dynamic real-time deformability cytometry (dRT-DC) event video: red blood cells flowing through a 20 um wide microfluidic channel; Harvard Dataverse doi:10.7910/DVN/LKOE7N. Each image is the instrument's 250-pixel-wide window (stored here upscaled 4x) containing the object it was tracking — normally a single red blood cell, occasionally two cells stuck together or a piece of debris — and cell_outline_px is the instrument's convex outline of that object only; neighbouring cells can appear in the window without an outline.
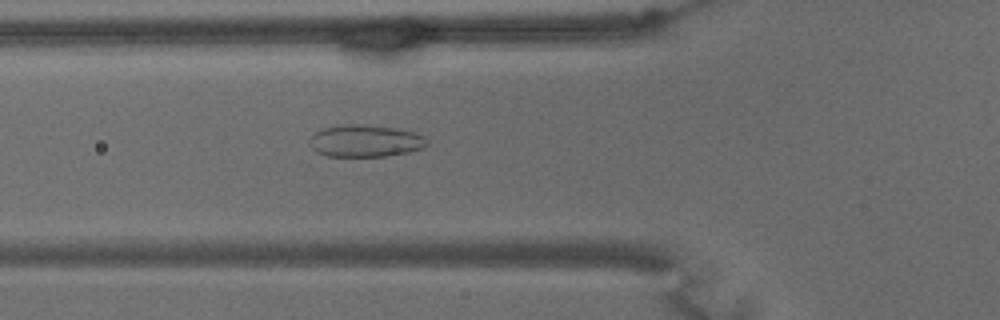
{"species": "common noctule bat (a hibernating species)", "species_latin": "Nyctalus noctula", "temperature_condition": "warm", "stored_images_in_passage": 62, "camera_frame_rate_fps": 3000, "um_per_image_px": 0.085, "animal": {"sex": "male", "body_mass_g": 15.6}, "frame": {"image": 1, "passage_image": 22, "time_ms": 7.0, "image_size_px": [1000, 320], "cell_outline_px": [[428, 144], [424, 148], [408, 152], [388, 156], [328, 156], [316, 152], [308, 144], [308, 140], [316, 132], [324, 128], [344, 124], [356, 124], [400, 128], [428, 136]], "centroid_in_image_um": [31.1, 11.97], "position_along_channel_um": 94.7, "area_um2": 22.25}}
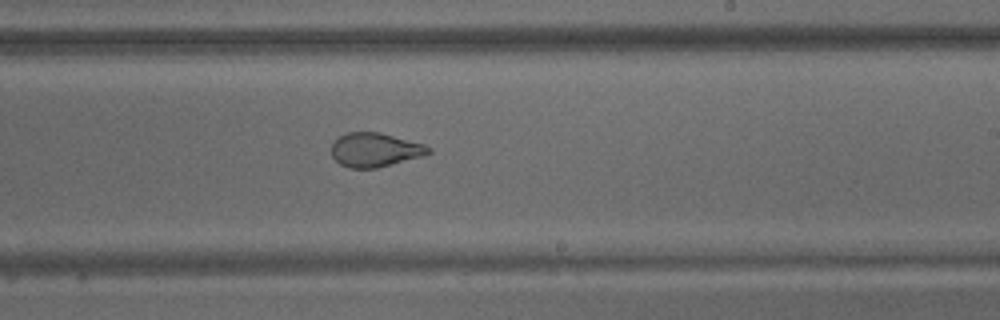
{"frame": {"image": 2, "passage_image": 37, "time_ms": 12.0, "image_size_px": [1000, 320], "cell_outline_px": [[432, 152], [420, 156], [376, 168], [348, 168], [340, 164], [332, 156], [332, 144], [340, 136], [348, 132], [380, 132], [424, 144], [432, 148]], "centroid_in_image_um": [31.86, 12.73], "position_along_channel_um": 257.1, "area_um2": 19.02}}
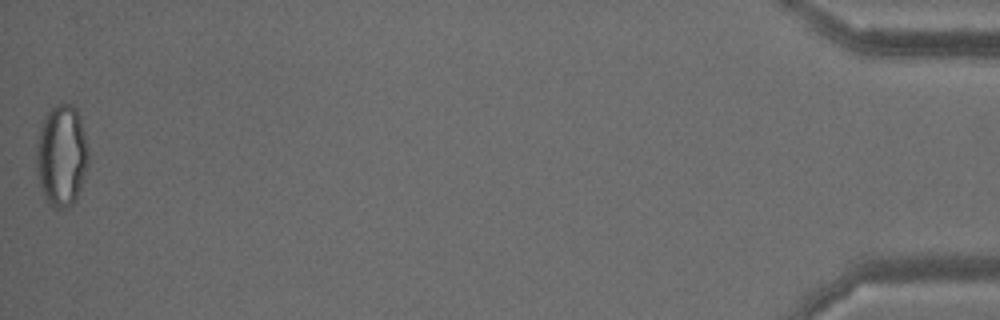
{"frame": {"image": 3, "passage_image": 62, "time_ms": 20.333, "image_size_px": [1000, 320], "cell_outline_px": [[88, 164], [80, 188], [72, 204], [68, 208], [52, 208], [48, 204], [44, 196], [40, 184], [36, 164], [36, 148], [44, 116], [56, 104], [72, 104], [76, 108], [80, 116], [88, 148]], "centroid_in_image_um": [5.24, 13.23], "position_along_channel_um": 430.0, "area_um2": 30.63}, "authors_computed_cell_mechanics": {"area_um2": 24.276, "velocity_mm_per_s": 3.2395, "shape_relaxation_time_tau1_ms": null, "shape_relaxation_time_tau2_ms": 1.0857, "deformation_change_tau1": null, "deformation_change_tau2": 0.0627}}